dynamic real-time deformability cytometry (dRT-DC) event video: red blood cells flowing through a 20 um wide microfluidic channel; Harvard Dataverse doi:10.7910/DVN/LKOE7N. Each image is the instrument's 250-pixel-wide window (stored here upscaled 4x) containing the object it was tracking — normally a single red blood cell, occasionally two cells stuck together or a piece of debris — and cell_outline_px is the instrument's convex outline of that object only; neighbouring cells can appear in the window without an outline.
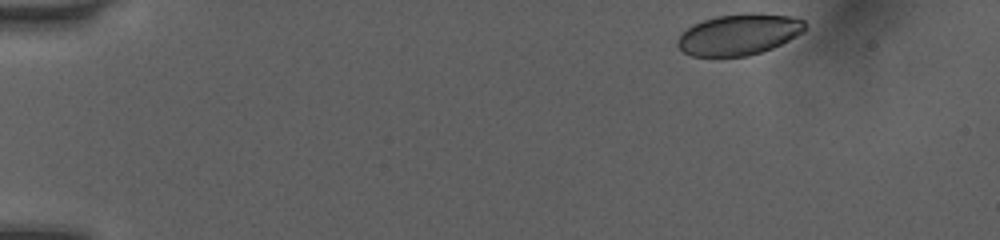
{"species": "human", "species_latin": "Homo sapiens", "temperature_condition": "room temperature", "stored_images_in_passage": 46, "camera_frame_rate_fps": 3000, "um_per_image_px": 0.085, "donor": {"sex": "female"}, "frame": {"image": 1, "passage_image": 1, "time_ms": 0.0, "image_size_px": [1000, 240], "cell_outline_px": [[808, 28], [804, 32], [772, 48], [748, 56], [692, 56], [684, 52], [676, 44], [676, 40], [692, 24], [716, 16], [744, 12], [760, 12], [792, 16], [804, 20]], "centroid_in_image_um": [62.85, 2.9], "position_along_channel_um": 22.1, "area_um2": 30.81}}
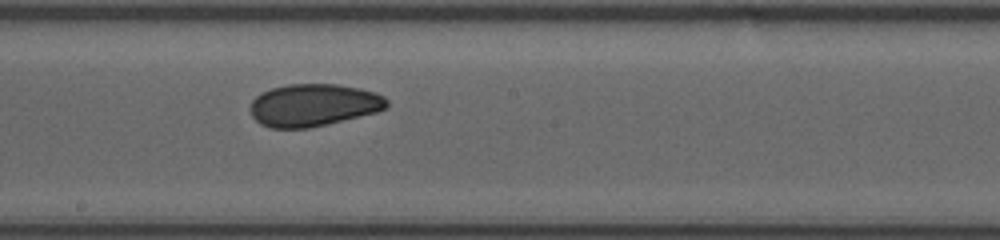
{"frame": {"image": 2, "passage_image": 24, "time_ms": 7.667, "image_size_px": [1000, 240], "cell_outline_px": [[388, 104], [384, 108], [376, 112], [308, 128], [272, 128], [260, 124], [252, 116], [248, 108], [252, 100], [260, 92], [272, 88], [288, 84], [336, 84], [360, 88], [376, 92], [384, 96], [388, 100]], "centroid_in_image_um": [26.61, 8.92], "position_along_channel_um": 221.6, "area_um2": 33.76}}
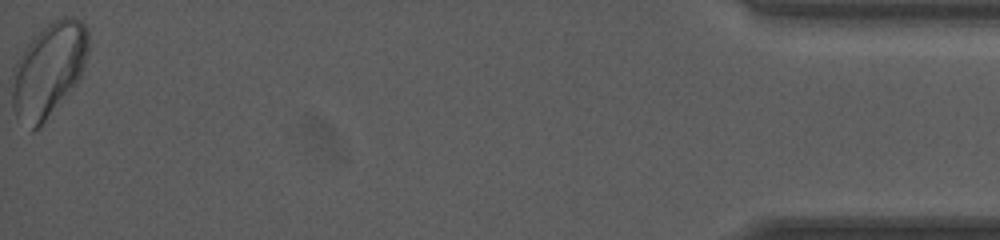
{"frame": {"image": 3, "passage_image": 46, "time_ms": 15.0, "image_size_px": [1000, 240], "cell_outline_px": [[88, 52], [80, 80], [44, 120], [32, 132], [16, 112], [12, 104], [12, 68], [24, 48], [52, 20], [64, 16], [72, 16], [80, 20], [88, 28]], "centroid_in_image_um": [4.16, 5.88], "position_along_channel_um": 431.0, "area_um2": 41.15}, "authors_computed_cell_mechanics": {"area_um2": 34.2176, "velocity_mm_per_s": 4.0528, "shape_relaxation_time_tau1_ms": 7.8066, "shape_relaxation_time_tau2_ms": 1.9659, "deformation_change_tau1": 0.1144, "deformation_change_tau2": 0.0537}}